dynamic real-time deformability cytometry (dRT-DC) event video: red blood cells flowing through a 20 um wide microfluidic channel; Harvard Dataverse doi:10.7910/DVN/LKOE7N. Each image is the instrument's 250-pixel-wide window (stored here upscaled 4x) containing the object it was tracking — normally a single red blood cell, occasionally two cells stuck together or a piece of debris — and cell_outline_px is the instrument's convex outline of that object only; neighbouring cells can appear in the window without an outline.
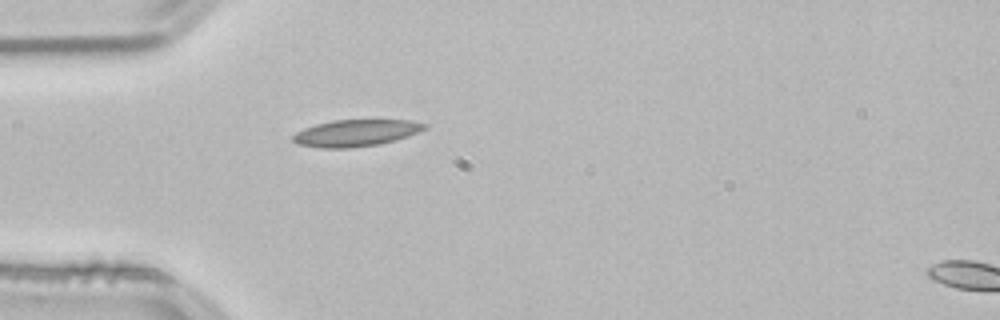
{"species": "common noctule bat (a hibernating species)", "species_latin": "Nyctalus noctula", "temperature_condition": "room temperature", "stored_images_in_passage": 39, "camera_frame_rate_fps": 3000, "um_per_image_px": 0.085, "animal": {"sex": "male", "body_mass_g": 21.5, "forearm_length_mm": 52.0}, "frame": {"image": 1, "passage_image": 1, "time_ms": 0.0, "image_size_px": [1000, 320], "cell_outline_px": [[428, 128], [408, 136], [396, 140], [380, 144], [348, 148], [320, 148], [296, 144], [292, 140], [292, 136], [296, 132], [304, 128], [316, 124], [332, 120], [412, 120], [428, 124]], "centroid_in_image_um": [30.26, 11.3], "position_along_channel_um": 54.7, "area_um2": 20.69}}
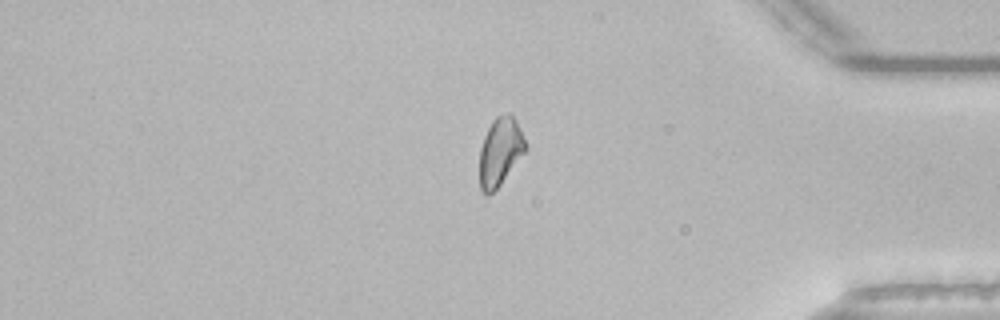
{"frame": {"image": 2, "passage_image": 30, "time_ms": 9.667, "image_size_px": [1000, 320], "cell_outline_px": [[528, 148], [500, 184], [488, 196], [480, 188], [480, 148], [484, 136], [492, 120], [496, 116], [508, 112], [516, 120], [528, 144]], "centroid_in_image_um": [42.53, 12.85], "position_along_channel_um": 392.7, "area_um2": 18.21}}
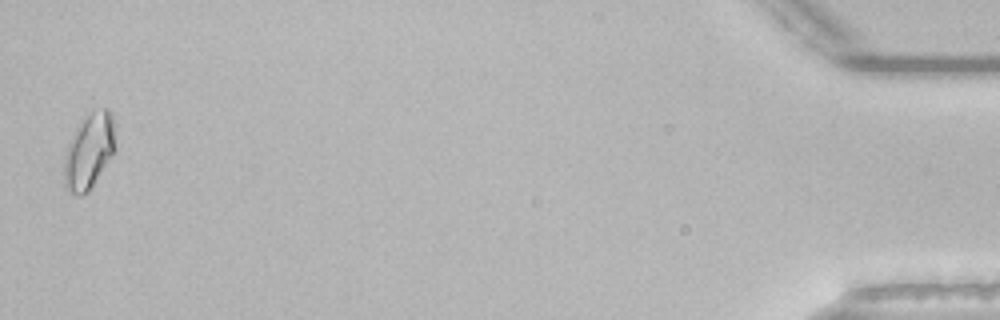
{"frame": {"image": 3, "passage_image": 38, "time_ms": 12.333, "image_size_px": [1000, 320], "cell_outline_px": [[116, 152], [88, 192], [80, 196], [76, 196], [64, 188], [64, 156], [68, 144], [80, 120], [84, 116], [92, 112], [104, 108], [108, 108], [112, 112], [116, 124]], "centroid_in_image_um": [7.61, 12.84], "position_along_channel_um": 427.6, "area_um2": 23.29}, "authors_computed_cell_mechanics": {"area_um2": 18.7272, "velocity_mm_per_s": 3.8415, "shape_relaxation_time_tau1_ms": null, "shape_relaxation_time_tau2_ms": 9.8622, "deformation_change_tau1": null, "deformation_change_tau2": 0.2032}}